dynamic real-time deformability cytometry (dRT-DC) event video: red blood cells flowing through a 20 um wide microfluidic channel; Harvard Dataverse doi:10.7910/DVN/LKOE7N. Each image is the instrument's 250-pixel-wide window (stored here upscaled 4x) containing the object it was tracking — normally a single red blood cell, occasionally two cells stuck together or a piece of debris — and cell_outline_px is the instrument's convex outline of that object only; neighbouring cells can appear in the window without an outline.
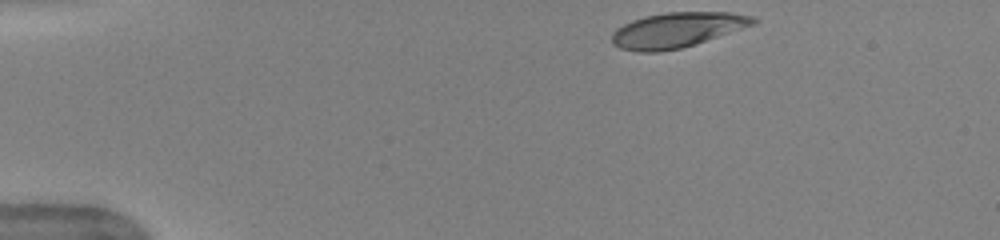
{"species": "human", "species_latin": "Homo sapiens", "temperature_condition": "warm", "stored_images_in_passage": 44, "camera_frame_rate_fps": 3000, "um_per_image_px": 0.085, "donor": {"sex": "female"}, "frame": {"image": 1, "passage_image": 1, "time_ms": 0.0, "image_size_px": [1000, 240], "cell_outline_px": [[756, 24], [680, 48], [660, 52], [640, 52], [620, 48], [612, 44], [612, 32], [616, 28], [632, 20], [644, 16], [668, 12], [732, 12], [752, 16], [756, 20]], "centroid_in_image_um": [57.51, 2.54], "position_along_channel_um": 27.5, "area_um2": 28.67}}
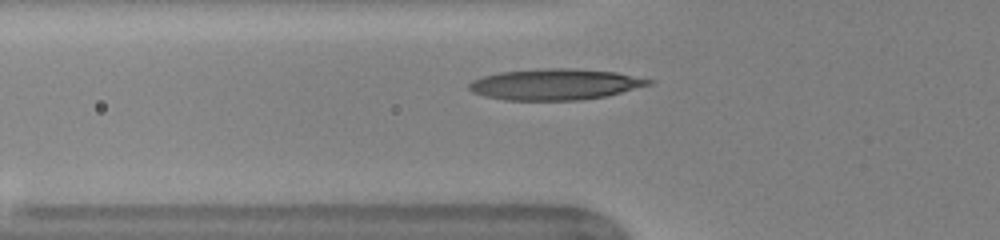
{"frame": {"image": 2, "passage_image": 11, "time_ms": 3.333, "image_size_px": [1000, 240], "cell_outline_px": [[656, 80], [652, 84], [608, 96], [580, 100], [504, 100], [484, 96], [472, 92], [468, 88], [468, 84], [472, 80], [484, 76], [500, 72], [548, 68], [572, 68], [616, 72]], "centroid_in_image_um": [47.21, 7.17], "position_along_channel_um": 78.6, "area_um2": 32.66}}
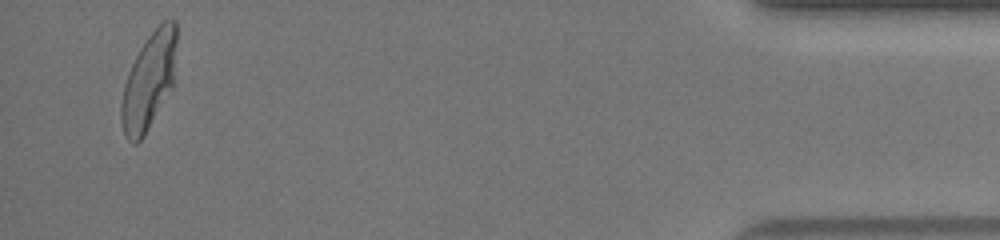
{"frame": {"image": 3, "passage_image": 42, "time_ms": 13.667, "image_size_px": [1000, 240], "cell_outline_px": [[176, 84], [144, 136], [136, 144], [132, 144], [128, 140], [124, 132], [120, 120], [120, 104], [124, 84], [128, 72], [140, 48], [148, 36], [164, 20], [176, 20]], "centroid_in_image_um": [12.68, 6.92], "position_along_channel_um": 422.5, "area_um2": 31.79}, "authors_computed_cell_mechanics": {"area_um2": 30.5762, "velocity_mm_per_s": 3.9681, "shape_relaxation_time_tau1_ms": 3.864, "shape_relaxation_time_tau2_ms": null, "deformation_change_tau1": 0.2163, "deformation_change_tau2": null}}